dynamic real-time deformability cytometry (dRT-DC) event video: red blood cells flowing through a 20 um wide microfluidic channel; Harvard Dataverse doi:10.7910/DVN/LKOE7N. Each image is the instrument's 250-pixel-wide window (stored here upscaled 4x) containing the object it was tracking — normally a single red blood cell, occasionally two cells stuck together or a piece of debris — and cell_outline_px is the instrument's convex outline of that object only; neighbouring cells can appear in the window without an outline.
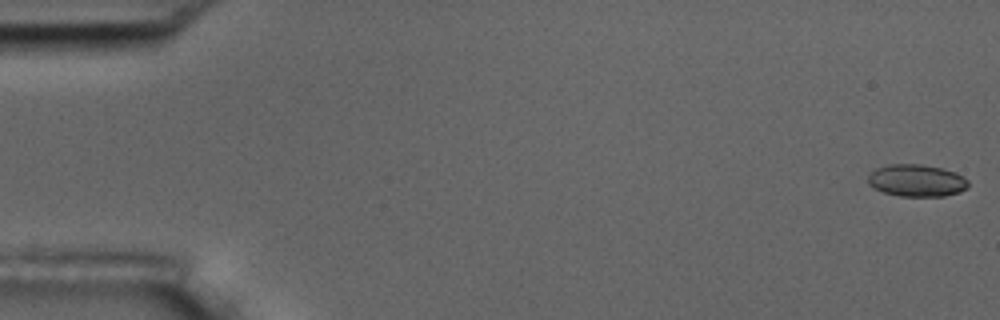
{"species": "common noctule bat (a hibernating species)", "species_latin": "Nyctalus noctula", "temperature_condition": "room temperature", "stored_images_in_passage": 57, "camera_frame_rate_fps": 3000, "um_per_image_px": 0.085, "animal": {"sex": "male", "body_mass_g": 17.5, "forearm_length_mm": 52.3}, "frame": {"image": 1, "passage_image": 1, "time_ms": 0.0, "image_size_px": [1000, 320], "cell_outline_px": [[968, 188], [960, 192], [944, 196], [900, 196], [884, 192], [868, 184], [868, 176], [876, 168], [888, 164], [920, 164], [940, 168], [956, 172], [968, 180]], "centroid_in_image_um": [77.93, 15.34], "position_along_channel_um": 7.1, "area_um2": 18.73}}
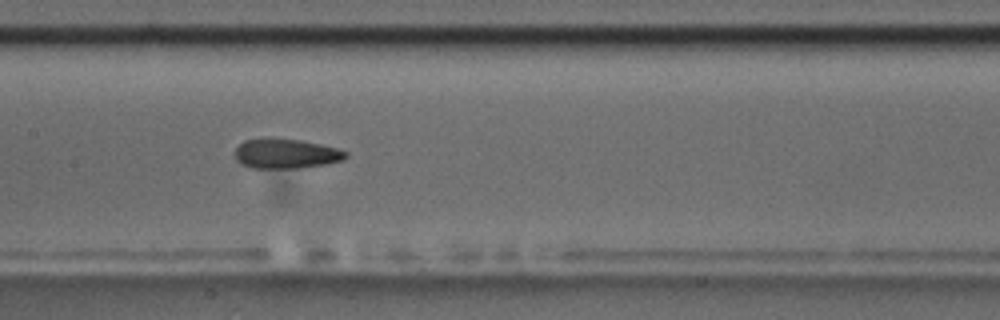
{"frame": {"image": 2, "passage_image": 28, "time_ms": 9.0, "image_size_px": [1000, 320], "cell_outline_px": [[348, 156], [344, 160], [328, 164], [296, 168], [252, 168], [240, 164], [236, 160], [236, 148], [244, 140], [264, 136], [300, 140], [320, 144], [336, 148], [348, 152]], "centroid_in_image_um": [24.29, 13.04], "position_along_channel_um": 183.1, "area_um2": 19.59}}
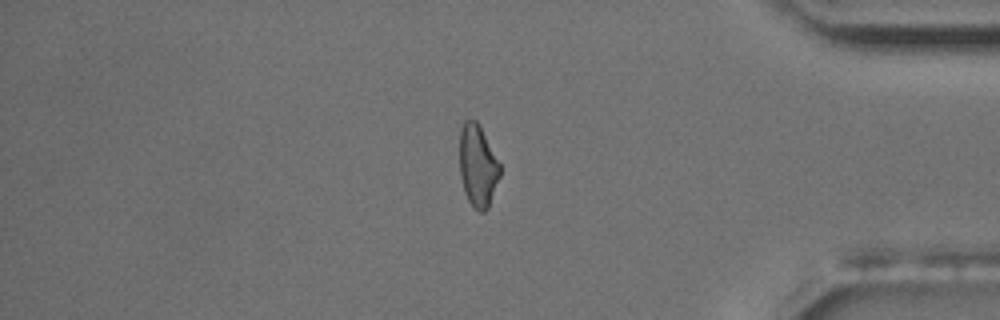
{"frame": {"image": 3, "passage_image": 48, "time_ms": 15.667, "image_size_px": [1000, 320], "cell_outline_px": [[500, 176], [488, 208], [484, 212], [480, 212], [468, 200], [464, 192], [460, 176], [460, 128], [464, 120], [476, 120], [480, 124], [500, 164]], "centroid_in_image_um": [40.61, 14.06], "position_along_channel_um": 394.6, "area_um2": 19.36}, "authors_computed_cell_mechanics": {"area_um2": 19.5942, "velocity_mm_per_s": 3.5862, "shape_relaxation_time_tau1_ms": null, "shape_relaxation_time_tau2_ms": 1.9996, "deformation_change_tau1": null, "deformation_change_tau2": 0.0934}}